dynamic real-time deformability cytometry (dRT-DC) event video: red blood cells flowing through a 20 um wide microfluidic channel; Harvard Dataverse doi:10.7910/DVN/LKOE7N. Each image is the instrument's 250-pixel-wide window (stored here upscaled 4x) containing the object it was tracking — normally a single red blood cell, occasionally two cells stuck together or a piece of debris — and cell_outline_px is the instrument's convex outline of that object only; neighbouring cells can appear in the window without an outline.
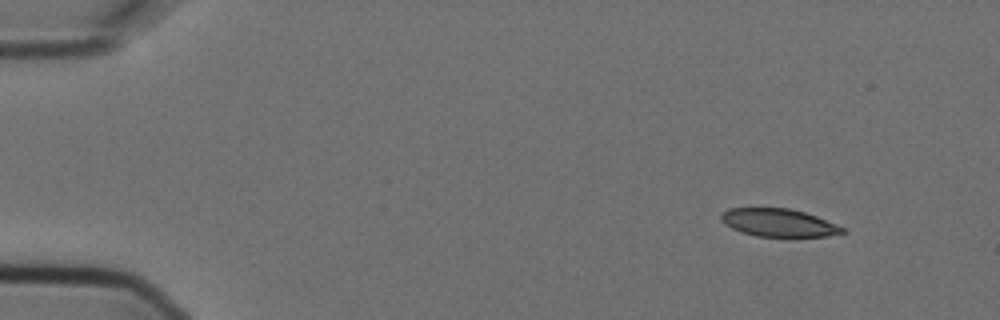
{"species": "Egyptian fruit bat (a non-hibernating species)", "species_latin": "Rousettus aegyptiacus", "temperature_condition": "cold", "stored_images_in_passage": 4, "camera_frame_rate_fps": 3000, "um_per_image_px": 0.085, "animal": {"sex": "female"}, "frame": {"image": 1, "passage_image": 1, "time_ms": 0.0, "image_size_px": [1000, 320], "cell_outline_px": [[848, 232], [828, 236], [756, 236], [740, 232], [724, 224], [720, 220], [720, 216], [728, 208], [788, 208], [804, 212], [816, 216], [844, 228]], "centroid_in_image_um": [66.16, 18.93], "position_along_channel_um": 18.8, "area_um2": 19.59}}
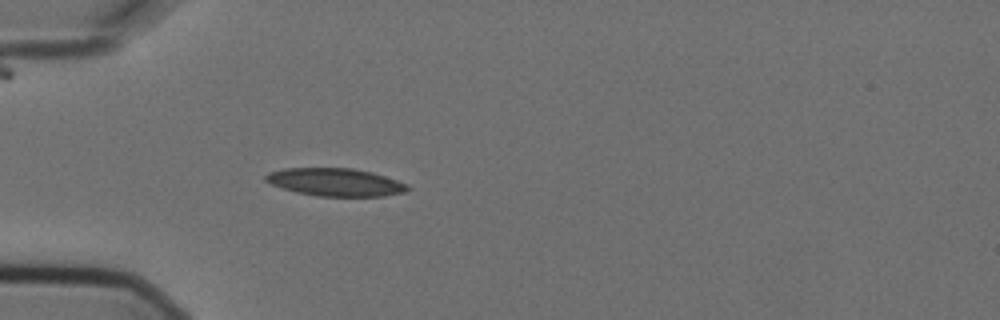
{"frame": {"image": 2, "passage_image": 4, "time_ms": 1.0, "image_size_px": [1000, 320], "cell_outline_px": [[412, 188], [404, 192], [384, 196], [316, 196], [296, 192], [272, 184], [264, 180], [264, 176], [268, 172], [284, 168], [352, 168], [372, 172], [408, 184]], "centroid_in_image_um": [28.51, 15.48], "position_along_channel_um": 56.5, "area_um2": 23.0}}